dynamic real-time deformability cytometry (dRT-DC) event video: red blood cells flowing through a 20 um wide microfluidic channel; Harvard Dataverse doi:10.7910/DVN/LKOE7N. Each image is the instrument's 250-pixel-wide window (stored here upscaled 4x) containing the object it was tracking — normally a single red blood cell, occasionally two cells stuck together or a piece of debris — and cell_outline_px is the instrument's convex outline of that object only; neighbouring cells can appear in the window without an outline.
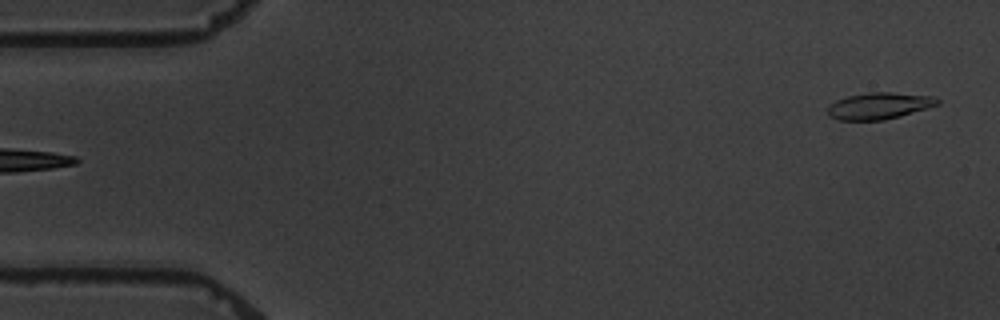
{"species": "common noctule bat (a hibernating species)", "species_latin": "Nyctalus noctula", "temperature_condition": "warm", "stored_images_in_passage": 5, "segment_of_instrument_passage": [2, 2], "camera_frame_rate_fps": 3000, "um_per_image_px": 0.085, "animal": {"sex": "male", "body_mass_g": 19.5, "forearm_length_mm": 54.6}, "frame": {"image": 1, "passage_image": 5, "time_ms": 4.667, "image_size_px": [1000, 320], "cell_outline_px": [[940, 104], [928, 108], [900, 116], [884, 120], [840, 120], [828, 116], [828, 108], [836, 100], [848, 96], [868, 92], [892, 92], [936, 96], [940, 100]], "centroid_in_image_um": [74.78, 8.99], "position_along_channel_um": 10.2, "area_um2": 17.11}}